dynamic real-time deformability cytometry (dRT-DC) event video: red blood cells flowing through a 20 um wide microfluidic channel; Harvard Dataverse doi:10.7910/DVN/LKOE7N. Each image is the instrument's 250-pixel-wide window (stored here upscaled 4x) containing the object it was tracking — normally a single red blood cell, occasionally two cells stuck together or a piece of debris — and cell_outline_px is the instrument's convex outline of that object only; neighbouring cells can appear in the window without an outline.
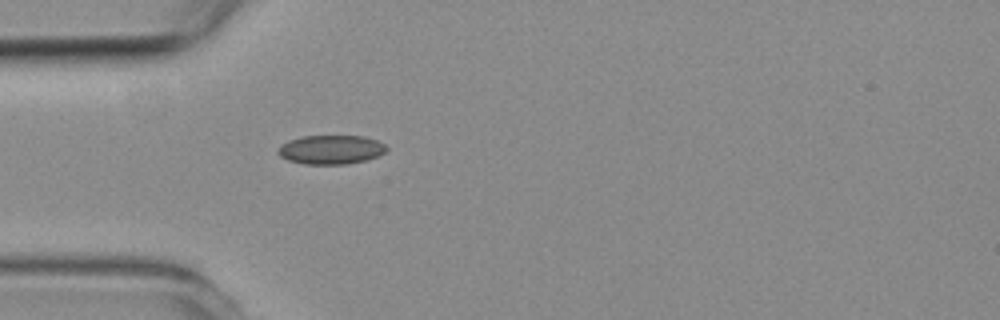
{"species": "common noctule bat (a hibernating species)", "species_latin": "Nyctalus noctula", "temperature_condition": "room temperature", "stored_images_in_passage": 1, "camera_frame_rate_fps": 3000, "um_per_image_px": 0.085, "animal": {"sex": "female", "body_mass_g": 19.3, "forearm_length_mm": 54.1}, "frame": {"image": 1, "passage_image": 1, "time_ms": 0.0, "image_size_px": [1000, 320], "cell_outline_px": [[388, 148], [384, 152], [368, 160], [348, 164], [304, 164], [288, 160], [280, 156], [276, 152], [280, 144], [288, 140], [304, 136], [364, 136], [376, 140], [384, 144]], "centroid_in_image_um": [28.1, 12.72], "position_along_channel_um": 56.9, "area_um2": 18.44}}